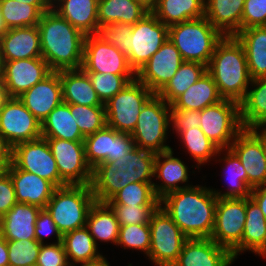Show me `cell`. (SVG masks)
<instances>
[{"label":"cell","mask_w":266,"mask_h":266,"mask_svg":"<svg viewBox=\"0 0 266 266\" xmlns=\"http://www.w3.org/2000/svg\"><path fill=\"white\" fill-rule=\"evenodd\" d=\"M217 199L209 187L192 185L165 195L160 207L187 238H210Z\"/></svg>","instance_id":"cell-1"},{"label":"cell","mask_w":266,"mask_h":266,"mask_svg":"<svg viewBox=\"0 0 266 266\" xmlns=\"http://www.w3.org/2000/svg\"><path fill=\"white\" fill-rule=\"evenodd\" d=\"M156 153L132 148L114 161L101 162L92 169L91 188L95 201L106 203L130 183H154Z\"/></svg>","instance_id":"cell-2"},{"label":"cell","mask_w":266,"mask_h":266,"mask_svg":"<svg viewBox=\"0 0 266 266\" xmlns=\"http://www.w3.org/2000/svg\"><path fill=\"white\" fill-rule=\"evenodd\" d=\"M42 58L52 71L81 69L85 35L52 8L37 25Z\"/></svg>","instance_id":"cell-3"},{"label":"cell","mask_w":266,"mask_h":266,"mask_svg":"<svg viewBox=\"0 0 266 266\" xmlns=\"http://www.w3.org/2000/svg\"><path fill=\"white\" fill-rule=\"evenodd\" d=\"M207 72L223 99L239 104L244 100L252 79L244 47L235 36H224L216 44Z\"/></svg>","instance_id":"cell-4"},{"label":"cell","mask_w":266,"mask_h":266,"mask_svg":"<svg viewBox=\"0 0 266 266\" xmlns=\"http://www.w3.org/2000/svg\"><path fill=\"white\" fill-rule=\"evenodd\" d=\"M224 36L205 18L192 19L169 27V39L184 61L208 65L216 44Z\"/></svg>","instance_id":"cell-5"},{"label":"cell","mask_w":266,"mask_h":266,"mask_svg":"<svg viewBox=\"0 0 266 266\" xmlns=\"http://www.w3.org/2000/svg\"><path fill=\"white\" fill-rule=\"evenodd\" d=\"M95 202L91 185H66L56 188L47 203L61 235L86 226L87 215Z\"/></svg>","instance_id":"cell-6"},{"label":"cell","mask_w":266,"mask_h":266,"mask_svg":"<svg viewBox=\"0 0 266 266\" xmlns=\"http://www.w3.org/2000/svg\"><path fill=\"white\" fill-rule=\"evenodd\" d=\"M171 105L158 94H153L143 105L137 124L130 134L136 147L153 153H163L172 148L166 145L170 125Z\"/></svg>","instance_id":"cell-7"},{"label":"cell","mask_w":266,"mask_h":266,"mask_svg":"<svg viewBox=\"0 0 266 266\" xmlns=\"http://www.w3.org/2000/svg\"><path fill=\"white\" fill-rule=\"evenodd\" d=\"M246 221V198H218L211 239L227 248L233 259L242 252V236Z\"/></svg>","instance_id":"cell-8"},{"label":"cell","mask_w":266,"mask_h":266,"mask_svg":"<svg viewBox=\"0 0 266 266\" xmlns=\"http://www.w3.org/2000/svg\"><path fill=\"white\" fill-rule=\"evenodd\" d=\"M153 94L137 79L131 81L104 104L107 126L118 132L131 134L143 105Z\"/></svg>","instance_id":"cell-9"},{"label":"cell","mask_w":266,"mask_h":266,"mask_svg":"<svg viewBox=\"0 0 266 266\" xmlns=\"http://www.w3.org/2000/svg\"><path fill=\"white\" fill-rule=\"evenodd\" d=\"M151 245L148 259L156 266H172L188 239L160 206L150 223Z\"/></svg>","instance_id":"cell-10"},{"label":"cell","mask_w":266,"mask_h":266,"mask_svg":"<svg viewBox=\"0 0 266 266\" xmlns=\"http://www.w3.org/2000/svg\"><path fill=\"white\" fill-rule=\"evenodd\" d=\"M168 37L169 27L159 21L151 11L132 25L131 36H128L127 41V59L135 73L160 49Z\"/></svg>","instance_id":"cell-11"},{"label":"cell","mask_w":266,"mask_h":266,"mask_svg":"<svg viewBox=\"0 0 266 266\" xmlns=\"http://www.w3.org/2000/svg\"><path fill=\"white\" fill-rule=\"evenodd\" d=\"M200 129L220 149L229 148L243 130L240 120V104L223 99L200 111Z\"/></svg>","instance_id":"cell-12"},{"label":"cell","mask_w":266,"mask_h":266,"mask_svg":"<svg viewBox=\"0 0 266 266\" xmlns=\"http://www.w3.org/2000/svg\"><path fill=\"white\" fill-rule=\"evenodd\" d=\"M10 161L18 168L50 181L56 188L66 184L60 179L47 139L19 143L11 149Z\"/></svg>","instance_id":"cell-13"},{"label":"cell","mask_w":266,"mask_h":266,"mask_svg":"<svg viewBox=\"0 0 266 266\" xmlns=\"http://www.w3.org/2000/svg\"><path fill=\"white\" fill-rule=\"evenodd\" d=\"M66 185H91L92 168L85 159L84 141L45 138Z\"/></svg>","instance_id":"cell-14"},{"label":"cell","mask_w":266,"mask_h":266,"mask_svg":"<svg viewBox=\"0 0 266 266\" xmlns=\"http://www.w3.org/2000/svg\"><path fill=\"white\" fill-rule=\"evenodd\" d=\"M81 69L86 73L136 75L127 56L97 34L85 36Z\"/></svg>","instance_id":"cell-15"},{"label":"cell","mask_w":266,"mask_h":266,"mask_svg":"<svg viewBox=\"0 0 266 266\" xmlns=\"http://www.w3.org/2000/svg\"><path fill=\"white\" fill-rule=\"evenodd\" d=\"M0 136L12 149L41 137V123L18 98H10L0 112Z\"/></svg>","instance_id":"cell-16"},{"label":"cell","mask_w":266,"mask_h":266,"mask_svg":"<svg viewBox=\"0 0 266 266\" xmlns=\"http://www.w3.org/2000/svg\"><path fill=\"white\" fill-rule=\"evenodd\" d=\"M184 62L179 50L168 38L147 63L136 73V79L158 94Z\"/></svg>","instance_id":"cell-17"},{"label":"cell","mask_w":266,"mask_h":266,"mask_svg":"<svg viewBox=\"0 0 266 266\" xmlns=\"http://www.w3.org/2000/svg\"><path fill=\"white\" fill-rule=\"evenodd\" d=\"M85 159L93 169L101 162L117 160L135 147L132 136L121 133L107 125L84 138Z\"/></svg>","instance_id":"cell-18"},{"label":"cell","mask_w":266,"mask_h":266,"mask_svg":"<svg viewBox=\"0 0 266 266\" xmlns=\"http://www.w3.org/2000/svg\"><path fill=\"white\" fill-rule=\"evenodd\" d=\"M51 72L42 57L2 61V81L10 98H18Z\"/></svg>","instance_id":"cell-19"},{"label":"cell","mask_w":266,"mask_h":266,"mask_svg":"<svg viewBox=\"0 0 266 266\" xmlns=\"http://www.w3.org/2000/svg\"><path fill=\"white\" fill-rule=\"evenodd\" d=\"M18 99L40 123H43L49 113L63 102L60 71H52Z\"/></svg>","instance_id":"cell-20"},{"label":"cell","mask_w":266,"mask_h":266,"mask_svg":"<svg viewBox=\"0 0 266 266\" xmlns=\"http://www.w3.org/2000/svg\"><path fill=\"white\" fill-rule=\"evenodd\" d=\"M229 148L243 165L251 189L266 184V157L261 142L248 129H243Z\"/></svg>","instance_id":"cell-21"},{"label":"cell","mask_w":266,"mask_h":266,"mask_svg":"<svg viewBox=\"0 0 266 266\" xmlns=\"http://www.w3.org/2000/svg\"><path fill=\"white\" fill-rule=\"evenodd\" d=\"M231 252L211 238H188L172 266H230Z\"/></svg>","instance_id":"cell-22"},{"label":"cell","mask_w":266,"mask_h":266,"mask_svg":"<svg viewBox=\"0 0 266 266\" xmlns=\"http://www.w3.org/2000/svg\"><path fill=\"white\" fill-rule=\"evenodd\" d=\"M12 180L17 203L45 209L56 187L36 174L18 169L11 161L5 169Z\"/></svg>","instance_id":"cell-23"},{"label":"cell","mask_w":266,"mask_h":266,"mask_svg":"<svg viewBox=\"0 0 266 266\" xmlns=\"http://www.w3.org/2000/svg\"><path fill=\"white\" fill-rule=\"evenodd\" d=\"M42 57L40 33L37 25L10 28L0 38L1 61Z\"/></svg>","instance_id":"cell-24"},{"label":"cell","mask_w":266,"mask_h":266,"mask_svg":"<svg viewBox=\"0 0 266 266\" xmlns=\"http://www.w3.org/2000/svg\"><path fill=\"white\" fill-rule=\"evenodd\" d=\"M173 154L172 149L157 153L155 157L154 177L160 179L162 183H153V190L159 200L171 192L191 186L187 184L189 181L188 166ZM180 183L187 185L179 186Z\"/></svg>","instance_id":"cell-25"},{"label":"cell","mask_w":266,"mask_h":266,"mask_svg":"<svg viewBox=\"0 0 266 266\" xmlns=\"http://www.w3.org/2000/svg\"><path fill=\"white\" fill-rule=\"evenodd\" d=\"M42 208L16 203L0 218V232L6 240H35V223Z\"/></svg>","instance_id":"cell-26"},{"label":"cell","mask_w":266,"mask_h":266,"mask_svg":"<svg viewBox=\"0 0 266 266\" xmlns=\"http://www.w3.org/2000/svg\"><path fill=\"white\" fill-rule=\"evenodd\" d=\"M52 9L85 36L98 33V0H55Z\"/></svg>","instance_id":"cell-27"},{"label":"cell","mask_w":266,"mask_h":266,"mask_svg":"<svg viewBox=\"0 0 266 266\" xmlns=\"http://www.w3.org/2000/svg\"><path fill=\"white\" fill-rule=\"evenodd\" d=\"M245 0H205V18L223 35L235 36L241 31Z\"/></svg>","instance_id":"cell-28"},{"label":"cell","mask_w":266,"mask_h":266,"mask_svg":"<svg viewBox=\"0 0 266 266\" xmlns=\"http://www.w3.org/2000/svg\"><path fill=\"white\" fill-rule=\"evenodd\" d=\"M63 102L82 106L105 107L82 69L61 70Z\"/></svg>","instance_id":"cell-29"},{"label":"cell","mask_w":266,"mask_h":266,"mask_svg":"<svg viewBox=\"0 0 266 266\" xmlns=\"http://www.w3.org/2000/svg\"><path fill=\"white\" fill-rule=\"evenodd\" d=\"M235 37L244 47L251 79L266 76V28L249 27Z\"/></svg>","instance_id":"cell-30"},{"label":"cell","mask_w":266,"mask_h":266,"mask_svg":"<svg viewBox=\"0 0 266 266\" xmlns=\"http://www.w3.org/2000/svg\"><path fill=\"white\" fill-rule=\"evenodd\" d=\"M150 11L137 0H98L99 27L116 22L134 25Z\"/></svg>","instance_id":"cell-31"},{"label":"cell","mask_w":266,"mask_h":266,"mask_svg":"<svg viewBox=\"0 0 266 266\" xmlns=\"http://www.w3.org/2000/svg\"><path fill=\"white\" fill-rule=\"evenodd\" d=\"M205 0H155L151 12L167 27L204 16Z\"/></svg>","instance_id":"cell-32"},{"label":"cell","mask_w":266,"mask_h":266,"mask_svg":"<svg viewBox=\"0 0 266 266\" xmlns=\"http://www.w3.org/2000/svg\"><path fill=\"white\" fill-rule=\"evenodd\" d=\"M248 250L266 257V218L251 197L246 198V221L242 236V253Z\"/></svg>","instance_id":"cell-33"},{"label":"cell","mask_w":266,"mask_h":266,"mask_svg":"<svg viewBox=\"0 0 266 266\" xmlns=\"http://www.w3.org/2000/svg\"><path fill=\"white\" fill-rule=\"evenodd\" d=\"M217 85L211 75L206 72L196 83L190 86L172 104L173 109L201 111L205 107L222 101Z\"/></svg>","instance_id":"cell-34"},{"label":"cell","mask_w":266,"mask_h":266,"mask_svg":"<svg viewBox=\"0 0 266 266\" xmlns=\"http://www.w3.org/2000/svg\"><path fill=\"white\" fill-rule=\"evenodd\" d=\"M244 100L240 103V120L243 129L266 126V76L250 83Z\"/></svg>","instance_id":"cell-35"},{"label":"cell","mask_w":266,"mask_h":266,"mask_svg":"<svg viewBox=\"0 0 266 266\" xmlns=\"http://www.w3.org/2000/svg\"><path fill=\"white\" fill-rule=\"evenodd\" d=\"M70 113V104L62 102L41 123V137L84 141V136Z\"/></svg>","instance_id":"cell-36"},{"label":"cell","mask_w":266,"mask_h":266,"mask_svg":"<svg viewBox=\"0 0 266 266\" xmlns=\"http://www.w3.org/2000/svg\"><path fill=\"white\" fill-rule=\"evenodd\" d=\"M86 227L97 246V240L117 244L120 226L114 211L107 203L94 202L87 215Z\"/></svg>","instance_id":"cell-37"},{"label":"cell","mask_w":266,"mask_h":266,"mask_svg":"<svg viewBox=\"0 0 266 266\" xmlns=\"http://www.w3.org/2000/svg\"><path fill=\"white\" fill-rule=\"evenodd\" d=\"M62 244L70 266L94 262L103 257L86 226L62 235Z\"/></svg>","instance_id":"cell-38"},{"label":"cell","mask_w":266,"mask_h":266,"mask_svg":"<svg viewBox=\"0 0 266 266\" xmlns=\"http://www.w3.org/2000/svg\"><path fill=\"white\" fill-rule=\"evenodd\" d=\"M207 72V66L198 62L184 61L177 73L158 93L169 105Z\"/></svg>","instance_id":"cell-39"},{"label":"cell","mask_w":266,"mask_h":266,"mask_svg":"<svg viewBox=\"0 0 266 266\" xmlns=\"http://www.w3.org/2000/svg\"><path fill=\"white\" fill-rule=\"evenodd\" d=\"M226 151L223 158H220L219 161L225 162V166L223 169L229 178H227L230 183L227 188L228 190L221 193L222 191L216 190L212 188L213 193L217 196V198H247L250 197L251 188L247 185V173L241 164L237 155L230 149H223ZM226 168V169H225ZM228 184V183H227Z\"/></svg>","instance_id":"cell-40"},{"label":"cell","mask_w":266,"mask_h":266,"mask_svg":"<svg viewBox=\"0 0 266 266\" xmlns=\"http://www.w3.org/2000/svg\"><path fill=\"white\" fill-rule=\"evenodd\" d=\"M181 142L184 143L185 148L190 153L191 158L197 162L196 168L211 161L214 156H221L223 149H220L214 142H212L200 129V127L191 128L182 131L178 135ZM222 152V153H221Z\"/></svg>","instance_id":"cell-41"},{"label":"cell","mask_w":266,"mask_h":266,"mask_svg":"<svg viewBox=\"0 0 266 266\" xmlns=\"http://www.w3.org/2000/svg\"><path fill=\"white\" fill-rule=\"evenodd\" d=\"M0 8L8 29L36 26L43 14L36 6L16 0H1Z\"/></svg>","instance_id":"cell-42"},{"label":"cell","mask_w":266,"mask_h":266,"mask_svg":"<svg viewBox=\"0 0 266 266\" xmlns=\"http://www.w3.org/2000/svg\"><path fill=\"white\" fill-rule=\"evenodd\" d=\"M108 205H160L153 190V183L135 182L120 189Z\"/></svg>","instance_id":"cell-43"},{"label":"cell","mask_w":266,"mask_h":266,"mask_svg":"<svg viewBox=\"0 0 266 266\" xmlns=\"http://www.w3.org/2000/svg\"><path fill=\"white\" fill-rule=\"evenodd\" d=\"M70 113L84 137L94 134L107 125L105 107L72 104Z\"/></svg>","instance_id":"cell-44"},{"label":"cell","mask_w":266,"mask_h":266,"mask_svg":"<svg viewBox=\"0 0 266 266\" xmlns=\"http://www.w3.org/2000/svg\"><path fill=\"white\" fill-rule=\"evenodd\" d=\"M93 88L103 104L136 79V75L87 73Z\"/></svg>","instance_id":"cell-45"},{"label":"cell","mask_w":266,"mask_h":266,"mask_svg":"<svg viewBox=\"0 0 266 266\" xmlns=\"http://www.w3.org/2000/svg\"><path fill=\"white\" fill-rule=\"evenodd\" d=\"M149 224H131L120 226L117 246H122L124 249H137L145 252L148 256L151 238Z\"/></svg>","instance_id":"cell-46"},{"label":"cell","mask_w":266,"mask_h":266,"mask_svg":"<svg viewBox=\"0 0 266 266\" xmlns=\"http://www.w3.org/2000/svg\"><path fill=\"white\" fill-rule=\"evenodd\" d=\"M9 266H35L41 243L35 240H7Z\"/></svg>","instance_id":"cell-47"},{"label":"cell","mask_w":266,"mask_h":266,"mask_svg":"<svg viewBox=\"0 0 266 266\" xmlns=\"http://www.w3.org/2000/svg\"><path fill=\"white\" fill-rule=\"evenodd\" d=\"M114 211L119 226L149 224L153 213L160 205H109Z\"/></svg>","instance_id":"cell-48"},{"label":"cell","mask_w":266,"mask_h":266,"mask_svg":"<svg viewBox=\"0 0 266 266\" xmlns=\"http://www.w3.org/2000/svg\"><path fill=\"white\" fill-rule=\"evenodd\" d=\"M131 32L132 25L116 22L100 26L97 35L127 56L129 54L127 41Z\"/></svg>","instance_id":"cell-49"},{"label":"cell","mask_w":266,"mask_h":266,"mask_svg":"<svg viewBox=\"0 0 266 266\" xmlns=\"http://www.w3.org/2000/svg\"><path fill=\"white\" fill-rule=\"evenodd\" d=\"M266 24V0H245L241 30Z\"/></svg>","instance_id":"cell-50"},{"label":"cell","mask_w":266,"mask_h":266,"mask_svg":"<svg viewBox=\"0 0 266 266\" xmlns=\"http://www.w3.org/2000/svg\"><path fill=\"white\" fill-rule=\"evenodd\" d=\"M36 265L70 266L62 242L41 244Z\"/></svg>","instance_id":"cell-51"},{"label":"cell","mask_w":266,"mask_h":266,"mask_svg":"<svg viewBox=\"0 0 266 266\" xmlns=\"http://www.w3.org/2000/svg\"><path fill=\"white\" fill-rule=\"evenodd\" d=\"M170 124L172 130L179 135L182 131L199 127L201 124L200 111L187 109H170Z\"/></svg>","instance_id":"cell-52"},{"label":"cell","mask_w":266,"mask_h":266,"mask_svg":"<svg viewBox=\"0 0 266 266\" xmlns=\"http://www.w3.org/2000/svg\"><path fill=\"white\" fill-rule=\"evenodd\" d=\"M34 231L36 240L41 244H44V238L51 234L56 236V243L62 242V235L58 231L56 224L46 209L40 211L35 223Z\"/></svg>","instance_id":"cell-53"},{"label":"cell","mask_w":266,"mask_h":266,"mask_svg":"<svg viewBox=\"0 0 266 266\" xmlns=\"http://www.w3.org/2000/svg\"><path fill=\"white\" fill-rule=\"evenodd\" d=\"M16 203L14 186L9 173L5 170L0 175V218Z\"/></svg>","instance_id":"cell-54"},{"label":"cell","mask_w":266,"mask_h":266,"mask_svg":"<svg viewBox=\"0 0 266 266\" xmlns=\"http://www.w3.org/2000/svg\"><path fill=\"white\" fill-rule=\"evenodd\" d=\"M250 197L258 204L266 218V184L254 187Z\"/></svg>","instance_id":"cell-55"},{"label":"cell","mask_w":266,"mask_h":266,"mask_svg":"<svg viewBox=\"0 0 266 266\" xmlns=\"http://www.w3.org/2000/svg\"><path fill=\"white\" fill-rule=\"evenodd\" d=\"M248 130L261 142L266 157V126L253 127Z\"/></svg>","instance_id":"cell-56"},{"label":"cell","mask_w":266,"mask_h":266,"mask_svg":"<svg viewBox=\"0 0 266 266\" xmlns=\"http://www.w3.org/2000/svg\"><path fill=\"white\" fill-rule=\"evenodd\" d=\"M0 266H9L7 240L0 232Z\"/></svg>","instance_id":"cell-57"},{"label":"cell","mask_w":266,"mask_h":266,"mask_svg":"<svg viewBox=\"0 0 266 266\" xmlns=\"http://www.w3.org/2000/svg\"><path fill=\"white\" fill-rule=\"evenodd\" d=\"M16 1L34 5L42 13H44V12H46L52 8V3L50 2V0H16Z\"/></svg>","instance_id":"cell-58"},{"label":"cell","mask_w":266,"mask_h":266,"mask_svg":"<svg viewBox=\"0 0 266 266\" xmlns=\"http://www.w3.org/2000/svg\"><path fill=\"white\" fill-rule=\"evenodd\" d=\"M11 149L0 136V164H10Z\"/></svg>","instance_id":"cell-59"},{"label":"cell","mask_w":266,"mask_h":266,"mask_svg":"<svg viewBox=\"0 0 266 266\" xmlns=\"http://www.w3.org/2000/svg\"><path fill=\"white\" fill-rule=\"evenodd\" d=\"M10 99L8 91L5 88L3 81H0V112L4 108L5 103Z\"/></svg>","instance_id":"cell-60"},{"label":"cell","mask_w":266,"mask_h":266,"mask_svg":"<svg viewBox=\"0 0 266 266\" xmlns=\"http://www.w3.org/2000/svg\"><path fill=\"white\" fill-rule=\"evenodd\" d=\"M80 266H110V263L107 261L106 257H102L101 259L94 261L80 264Z\"/></svg>","instance_id":"cell-61"},{"label":"cell","mask_w":266,"mask_h":266,"mask_svg":"<svg viewBox=\"0 0 266 266\" xmlns=\"http://www.w3.org/2000/svg\"><path fill=\"white\" fill-rule=\"evenodd\" d=\"M8 27L6 26L5 22H4V19H3V16H2V12H1V8H0V38L2 36H4L7 31H8Z\"/></svg>","instance_id":"cell-62"},{"label":"cell","mask_w":266,"mask_h":266,"mask_svg":"<svg viewBox=\"0 0 266 266\" xmlns=\"http://www.w3.org/2000/svg\"><path fill=\"white\" fill-rule=\"evenodd\" d=\"M140 1L141 3L145 4L150 10L152 9L155 0H137Z\"/></svg>","instance_id":"cell-63"},{"label":"cell","mask_w":266,"mask_h":266,"mask_svg":"<svg viewBox=\"0 0 266 266\" xmlns=\"http://www.w3.org/2000/svg\"><path fill=\"white\" fill-rule=\"evenodd\" d=\"M9 164H0V175L5 171Z\"/></svg>","instance_id":"cell-64"},{"label":"cell","mask_w":266,"mask_h":266,"mask_svg":"<svg viewBox=\"0 0 266 266\" xmlns=\"http://www.w3.org/2000/svg\"><path fill=\"white\" fill-rule=\"evenodd\" d=\"M0 81H2V61L0 58Z\"/></svg>","instance_id":"cell-65"}]
</instances>
